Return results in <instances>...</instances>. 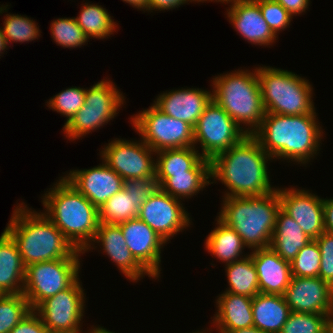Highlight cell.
Returning a JSON list of instances; mask_svg holds the SVG:
<instances>
[{"label":"cell","instance_id":"38","mask_svg":"<svg viewBox=\"0 0 333 333\" xmlns=\"http://www.w3.org/2000/svg\"><path fill=\"white\" fill-rule=\"evenodd\" d=\"M86 88L70 87L60 91L55 96L51 97L46 103L50 109H54L57 113L67 118L68 123L77 111L84 105Z\"/></svg>","mask_w":333,"mask_h":333},{"label":"cell","instance_id":"19","mask_svg":"<svg viewBox=\"0 0 333 333\" xmlns=\"http://www.w3.org/2000/svg\"><path fill=\"white\" fill-rule=\"evenodd\" d=\"M95 243H98L99 247L102 246L100 248L103 253L111 259L130 282H137L143 277L145 278V275L154 279L131 254L119 225L99 223L93 241L83 253L97 248Z\"/></svg>","mask_w":333,"mask_h":333},{"label":"cell","instance_id":"34","mask_svg":"<svg viewBox=\"0 0 333 333\" xmlns=\"http://www.w3.org/2000/svg\"><path fill=\"white\" fill-rule=\"evenodd\" d=\"M1 27L8 44L14 42H31L40 37V29L36 21L19 14H5Z\"/></svg>","mask_w":333,"mask_h":333},{"label":"cell","instance_id":"26","mask_svg":"<svg viewBox=\"0 0 333 333\" xmlns=\"http://www.w3.org/2000/svg\"><path fill=\"white\" fill-rule=\"evenodd\" d=\"M253 326L263 332L280 333L291 309L283 295L259 293L252 298Z\"/></svg>","mask_w":333,"mask_h":333},{"label":"cell","instance_id":"40","mask_svg":"<svg viewBox=\"0 0 333 333\" xmlns=\"http://www.w3.org/2000/svg\"><path fill=\"white\" fill-rule=\"evenodd\" d=\"M123 189L139 200V207H141L149 197L160 189V185L156 176H149L124 180Z\"/></svg>","mask_w":333,"mask_h":333},{"label":"cell","instance_id":"52","mask_svg":"<svg viewBox=\"0 0 333 333\" xmlns=\"http://www.w3.org/2000/svg\"><path fill=\"white\" fill-rule=\"evenodd\" d=\"M206 331H207V332H206ZM206 331H205V330H203V331H199V330H198L197 332H192V333H209L208 330H206Z\"/></svg>","mask_w":333,"mask_h":333},{"label":"cell","instance_id":"7","mask_svg":"<svg viewBox=\"0 0 333 333\" xmlns=\"http://www.w3.org/2000/svg\"><path fill=\"white\" fill-rule=\"evenodd\" d=\"M256 70L265 112L303 115L315 111L309 80L272 66H259Z\"/></svg>","mask_w":333,"mask_h":333},{"label":"cell","instance_id":"23","mask_svg":"<svg viewBox=\"0 0 333 333\" xmlns=\"http://www.w3.org/2000/svg\"><path fill=\"white\" fill-rule=\"evenodd\" d=\"M199 147L165 149L156 152V177L161 186L173 174H211V161L197 150Z\"/></svg>","mask_w":333,"mask_h":333},{"label":"cell","instance_id":"48","mask_svg":"<svg viewBox=\"0 0 333 333\" xmlns=\"http://www.w3.org/2000/svg\"><path fill=\"white\" fill-rule=\"evenodd\" d=\"M230 333H267V332H263L260 329H258L257 327L251 326V327H248V328L234 330Z\"/></svg>","mask_w":333,"mask_h":333},{"label":"cell","instance_id":"51","mask_svg":"<svg viewBox=\"0 0 333 333\" xmlns=\"http://www.w3.org/2000/svg\"><path fill=\"white\" fill-rule=\"evenodd\" d=\"M330 320V327H333V293H332V309H331V314L329 316Z\"/></svg>","mask_w":333,"mask_h":333},{"label":"cell","instance_id":"29","mask_svg":"<svg viewBox=\"0 0 333 333\" xmlns=\"http://www.w3.org/2000/svg\"><path fill=\"white\" fill-rule=\"evenodd\" d=\"M224 267L229 286L225 292L250 298L260 293L256 268L250 255Z\"/></svg>","mask_w":333,"mask_h":333},{"label":"cell","instance_id":"8","mask_svg":"<svg viewBox=\"0 0 333 333\" xmlns=\"http://www.w3.org/2000/svg\"><path fill=\"white\" fill-rule=\"evenodd\" d=\"M109 79H102L86 89L84 105L63 126L62 130L68 140L85 137L117 116L125 103V97Z\"/></svg>","mask_w":333,"mask_h":333},{"label":"cell","instance_id":"31","mask_svg":"<svg viewBox=\"0 0 333 333\" xmlns=\"http://www.w3.org/2000/svg\"><path fill=\"white\" fill-rule=\"evenodd\" d=\"M139 200L123 188L110 197L99 211V223L120 224L139 215Z\"/></svg>","mask_w":333,"mask_h":333},{"label":"cell","instance_id":"16","mask_svg":"<svg viewBox=\"0 0 333 333\" xmlns=\"http://www.w3.org/2000/svg\"><path fill=\"white\" fill-rule=\"evenodd\" d=\"M118 225L135 260L155 280L161 277V251L167 242L138 217Z\"/></svg>","mask_w":333,"mask_h":333},{"label":"cell","instance_id":"43","mask_svg":"<svg viewBox=\"0 0 333 333\" xmlns=\"http://www.w3.org/2000/svg\"><path fill=\"white\" fill-rule=\"evenodd\" d=\"M193 0H149L148 12L172 10Z\"/></svg>","mask_w":333,"mask_h":333},{"label":"cell","instance_id":"41","mask_svg":"<svg viewBox=\"0 0 333 333\" xmlns=\"http://www.w3.org/2000/svg\"><path fill=\"white\" fill-rule=\"evenodd\" d=\"M315 240L321 252L319 277L333 287V234L324 231Z\"/></svg>","mask_w":333,"mask_h":333},{"label":"cell","instance_id":"42","mask_svg":"<svg viewBox=\"0 0 333 333\" xmlns=\"http://www.w3.org/2000/svg\"><path fill=\"white\" fill-rule=\"evenodd\" d=\"M9 333H50L40 316L31 310Z\"/></svg>","mask_w":333,"mask_h":333},{"label":"cell","instance_id":"33","mask_svg":"<svg viewBox=\"0 0 333 333\" xmlns=\"http://www.w3.org/2000/svg\"><path fill=\"white\" fill-rule=\"evenodd\" d=\"M31 310L23 293L0 295V333H9Z\"/></svg>","mask_w":333,"mask_h":333},{"label":"cell","instance_id":"30","mask_svg":"<svg viewBox=\"0 0 333 333\" xmlns=\"http://www.w3.org/2000/svg\"><path fill=\"white\" fill-rule=\"evenodd\" d=\"M75 19L89 39H106L117 32V22H114L106 8L98 4L85 2Z\"/></svg>","mask_w":333,"mask_h":333},{"label":"cell","instance_id":"14","mask_svg":"<svg viewBox=\"0 0 333 333\" xmlns=\"http://www.w3.org/2000/svg\"><path fill=\"white\" fill-rule=\"evenodd\" d=\"M181 202L160 188L140 207L138 218L168 242L192 223Z\"/></svg>","mask_w":333,"mask_h":333},{"label":"cell","instance_id":"37","mask_svg":"<svg viewBox=\"0 0 333 333\" xmlns=\"http://www.w3.org/2000/svg\"><path fill=\"white\" fill-rule=\"evenodd\" d=\"M320 265V248L313 239L290 262L292 277H319Z\"/></svg>","mask_w":333,"mask_h":333},{"label":"cell","instance_id":"5","mask_svg":"<svg viewBox=\"0 0 333 333\" xmlns=\"http://www.w3.org/2000/svg\"><path fill=\"white\" fill-rule=\"evenodd\" d=\"M218 218L233 228L247 248L270 247L281 209L278 190L257 197H223Z\"/></svg>","mask_w":333,"mask_h":333},{"label":"cell","instance_id":"32","mask_svg":"<svg viewBox=\"0 0 333 333\" xmlns=\"http://www.w3.org/2000/svg\"><path fill=\"white\" fill-rule=\"evenodd\" d=\"M211 174H173L160 188L180 200L189 199L211 184Z\"/></svg>","mask_w":333,"mask_h":333},{"label":"cell","instance_id":"49","mask_svg":"<svg viewBox=\"0 0 333 333\" xmlns=\"http://www.w3.org/2000/svg\"><path fill=\"white\" fill-rule=\"evenodd\" d=\"M93 327V328H92ZM88 333H115L112 331L107 330L106 328H103L102 326H92Z\"/></svg>","mask_w":333,"mask_h":333},{"label":"cell","instance_id":"22","mask_svg":"<svg viewBox=\"0 0 333 333\" xmlns=\"http://www.w3.org/2000/svg\"><path fill=\"white\" fill-rule=\"evenodd\" d=\"M258 276L260 293L284 295L292 279L290 262L271 247L250 252Z\"/></svg>","mask_w":333,"mask_h":333},{"label":"cell","instance_id":"10","mask_svg":"<svg viewBox=\"0 0 333 333\" xmlns=\"http://www.w3.org/2000/svg\"><path fill=\"white\" fill-rule=\"evenodd\" d=\"M132 116V126L155 152L194 147V128L187 122L163 113L154 104Z\"/></svg>","mask_w":333,"mask_h":333},{"label":"cell","instance_id":"28","mask_svg":"<svg viewBox=\"0 0 333 333\" xmlns=\"http://www.w3.org/2000/svg\"><path fill=\"white\" fill-rule=\"evenodd\" d=\"M216 227L206 236L205 250L211 253L225 265L242 260L250 254H243L247 247L241 236L231 227L227 226L218 217Z\"/></svg>","mask_w":333,"mask_h":333},{"label":"cell","instance_id":"44","mask_svg":"<svg viewBox=\"0 0 333 333\" xmlns=\"http://www.w3.org/2000/svg\"><path fill=\"white\" fill-rule=\"evenodd\" d=\"M281 4L292 16L301 15L308 10L310 0H275Z\"/></svg>","mask_w":333,"mask_h":333},{"label":"cell","instance_id":"45","mask_svg":"<svg viewBox=\"0 0 333 333\" xmlns=\"http://www.w3.org/2000/svg\"><path fill=\"white\" fill-rule=\"evenodd\" d=\"M323 206L325 231L333 234V199L325 198Z\"/></svg>","mask_w":333,"mask_h":333},{"label":"cell","instance_id":"1","mask_svg":"<svg viewBox=\"0 0 333 333\" xmlns=\"http://www.w3.org/2000/svg\"><path fill=\"white\" fill-rule=\"evenodd\" d=\"M271 160L256 138L246 135L211 160V184L215 181L224 184L227 191L223 197L267 195L277 189L271 186L269 178L267 163Z\"/></svg>","mask_w":333,"mask_h":333},{"label":"cell","instance_id":"4","mask_svg":"<svg viewBox=\"0 0 333 333\" xmlns=\"http://www.w3.org/2000/svg\"><path fill=\"white\" fill-rule=\"evenodd\" d=\"M42 197V213L76 249L84 251L97 232L98 209L63 176Z\"/></svg>","mask_w":333,"mask_h":333},{"label":"cell","instance_id":"20","mask_svg":"<svg viewBox=\"0 0 333 333\" xmlns=\"http://www.w3.org/2000/svg\"><path fill=\"white\" fill-rule=\"evenodd\" d=\"M229 6L226 17L244 40L256 46H272L278 39L254 0H234Z\"/></svg>","mask_w":333,"mask_h":333},{"label":"cell","instance_id":"18","mask_svg":"<svg viewBox=\"0 0 333 333\" xmlns=\"http://www.w3.org/2000/svg\"><path fill=\"white\" fill-rule=\"evenodd\" d=\"M332 293L333 287L320 277H292L283 296L291 311L330 316Z\"/></svg>","mask_w":333,"mask_h":333},{"label":"cell","instance_id":"39","mask_svg":"<svg viewBox=\"0 0 333 333\" xmlns=\"http://www.w3.org/2000/svg\"><path fill=\"white\" fill-rule=\"evenodd\" d=\"M269 28L278 37L280 31L290 27L293 16L275 0H254Z\"/></svg>","mask_w":333,"mask_h":333},{"label":"cell","instance_id":"21","mask_svg":"<svg viewBox=\"0 0 333 333\" xmlns=\"http://www.w3.org/2000/svg\"><path fill=\"white\" fill-rule=\"evenodd\" d=\"M211 100L212 91L210 90L182 87L178 90L163 91L153 101V104L163 113L187 122L194 128Z\"/></svg>","mask_w":333,"mask_h":333},{"label":"cell","instance_id":"46","mask_svg":"<svg viewBox=\"0 0 333 333\" xmlns=\"http://www.w3.org/2000/svg\"><path fill=\"white\" fill-rule=\"evenodd\" d=\"M8 7V5H1L0 6V15L1 14H3V13H8V9L9 8H7ZM8 42H7V39H6V37L4 36V34H3V32H2V29L0 28V56H1V54L3 53L4 54V52H5V50H7L8 48Z\"/></svg>","mask_w":333,"mask_h":333},{"label":"cell","instance_id":"11","mask_svg":"<svg viewBox=\"0 0 333 333\" xmlns=\"http://www.w3.org/2000/svg\"><path fill=\"white\" fill-rule=\"evenodd\" d=\"M246 135L248 134L212 99L194 127V147L197 143L200 144L201 156L211 161Z\"/></svg>","mask_w":333,"mask_h":333},{"label":"cell","instance_id":"17","mask_svg":"<svg viewBox=\"0 0 333 333\" xmlns=\"http://www.w3.org/2000/svg\"><path fill=\"white\" fill-rule=\"evenodd\" d=\"M97 209L123 188L124 179L102 160L90 169H75L63 176Z\"/></svg>","mask_w":333,"mask_h":333},{"label":"cell","instance_id":"13","mask_svg":"<svg viewBox=\"0 0 333 333\" xmlns=\"http://www.w3.org/2000/svg\"><path fill=\"white\" fill-rule=\"evenodd\" d=\"M134 141L115 138L102 148L101 160L124 180L156 176V152L141 138Z\"/></svg>","mask_w":333,"mask_h":333},{"label":"cell","instance_id":"6","mask_svg":"<svg viewBox=\"0 0 333 333\" xmlns=\"http://www.w3.org/2000/svg\"><path fill=\"white\" fill-rule=\"evenodd\" d=\"M212 79V99L246 134L252 135L261 125L266 113L256 67L252 71L237 69Z\"/></svg>","mask_w":333,"mask_h":333},{"label":"cell","instance_id":"36","mask_svg":"<svg viewBox=\"0 0 333 333\" xmlns=\"http://www.w3.org/2000/svg\"><path fill=\"white\" fill-rule=\"evenodd\" d=\"M51 37L63 48H77L85 45L89 38L77 24L75 17L57 18L50 24Z\"/></svg>","mask_w":333,"mask_h":333},{"label":"cell","instance_id":"27","mask_svg":"<svg viewBox=\"0 0 333 333\" xmlns=\"http://www.w3.org/2000/svg\"><path fill=\"white\" fill-rule=\"evenodd\" d=\"M311 240L294 219L282 209L278 211L270 247L282 259L291 262Z\"/></svg>","mask_w":333,"mask_h":333},{"label":"cell","instance_id":"2","mask_svg":"<svg viewBox=\"0 0 333 333\" xmlns=\"http://www.w3.org/2000/svg\"><path fill=\"white\" fill-rule=\"evenodd\" d=\"M316 117V111L303 115L266 112L252 135L272 159L306 166L319 153L323 139L324 132Z\"/></svg>","mask_w":333,"mask_h":333},{"label":"cell","instance_id":"9","mask_svg":"<svg viewBox=\"0 0 333 333\" xmlns=\"http://www.w3.org/2000/svg\"><path fill=\"white\" fill-rule=\"evenodd\" d=\"M76 250L68 258L44 261L26 267L23 295L34 310L42 301L71 286L80 276V256Z\"/></svg>","mask_w":333,"mask_h":333},{"label":"cell","instance_id":"47","mask_svg":"<svg viewBox=\"0 0 333 333\" xmlns=\"http://www.w3.org/2000/svg\"><path fill=\"white\" fill-rule=\"evenodd\" d=\"M138 10L148 11L149 0H122Z\"/></svg>","mask_w":333,"mask_h":333},{"label":"cell","instance_id":"3","mask_svg":"<svg viewBox=\"0 0 333 333\" xmlns=\"http://www.w3.org/2000/svg\"><path fill=\"white\" fill-rule=\"evenodd\" d=\"M4 229L16 243L24 265L68 258L77 249L41 211L16 204Z\"/></svg>","mask_w":333,"mask_h":333},{"label":"cell","instance_id":"25","mask_svg":"<svg viewBox=\"0 0 333 333\" xmlns=\"http://www.w3.org/2000/svg\"><path fill=\"white\" fill-rule=\"evenodd\" d=\"M26 266L12 237L0 236V295L23 293Z\"/></svg>","mask_w":333,"mask_h":333},{"label":"cell","instance_id":"15","mask_svg":"<svg viewBox=\"0 0 333 333\" xmlns=\"http://www.w3.org/2000/svg\"><path fill=\"white\" fill-rule=\"evenodd\" d=\"M281 209L294 219L303 232L312 239L318 238L324 231V198L309 190L295 188H277Z\"/></svg>","mask_w":333,"mask_h":333},{"label":"cell","instance_id":"24","mask_svg":"<svg viewBox=\"0 0 333 333\" xmlns=\"http://www.w3.org/2000/svg\"><path fill=\"white\" fill-rule=\"evenodd\" d=\"M215 302L217 310L212 323L218 333H230L253 326L252 298L224 291Z\"/></svg>","mask_w":333,"mask_h":333},{"label":"cell","instance_id":"35","mask_svg":"<svg viewBox=\"0 0 333 333\" xmlns=\"http://www.w3.org/2000/svg\"><path fill=\"white\" fill-rule=\"evenodd\" d=\"M280 333H333L329 315L291 311Z\"/></svg>","mask_w":333,"mask_h":333},{"label":"cell","instance_id":"12","mask_svg":"<svg viewBox=\"0 0 333 333\" xmlns=\"http://www.w3.org/2000/svg\"><path fill=\"white\" fill-rule=\"evenodd\" d=\"M85 297L86 293L78 278L65 290L42 301L34 311L50 333H84L81 321L86 308Z\"/></svg>","mask_w":333,"mask_h":333},{"label":"cell","instance_id":"50","mask_svg":"<svg viewBox=\"0 0 333 333\" xmlns=\"http://www.w3.org/2000/svg\"><path fill=\"white\" fill-rule=\"evenodd\" d=\"M194 2H197V3H199V2H204V1H208V2H212V1H214V2H221V3H227V4H231L234 0H193Z\"/></svg>","mask_w":333,"mask_h":333}]
</instances>
